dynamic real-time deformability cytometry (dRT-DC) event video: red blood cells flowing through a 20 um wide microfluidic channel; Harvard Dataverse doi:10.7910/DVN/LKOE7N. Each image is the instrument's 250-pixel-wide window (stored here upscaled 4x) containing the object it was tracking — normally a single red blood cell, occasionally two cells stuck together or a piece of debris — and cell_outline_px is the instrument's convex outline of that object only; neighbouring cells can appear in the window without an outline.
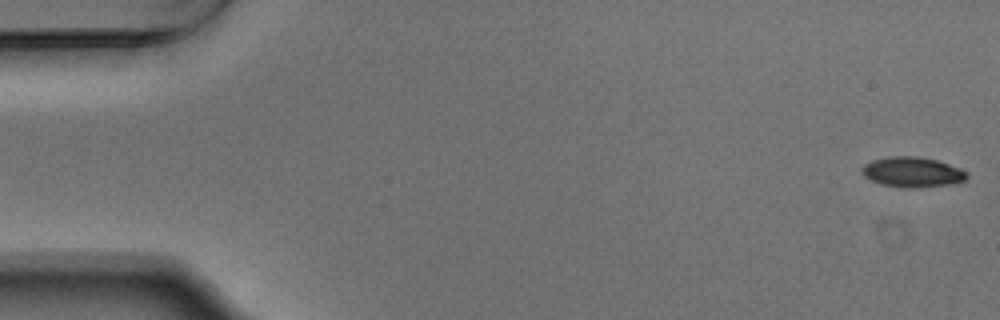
{"species": "Egyptian fruit bat (a non-hibernating species)", "species_latin": "Rousettus aegyptiacus", "temperature_condition": "warm", "stored_images_in_passage": 54, "camera_frame_rate_fps": 3000, "um_per_image_px": 0.085, "animal": {"sex": "male"}, "frame": {"image": 1, "passage_image": 1, "time_ms": 0.0, "image_size_px": [1000, 320], "cell_outline_px": [[968, 176], [964, 180], [952, 184], [920, 188], [904, 188], [880, 184], [864, 176], [864, 164], [872, 160], [888, 156], [916, 156], [936, 160], [948, 164], [964, 172]], "centroid_in_image_um": [77.53, 14.64], "position_along_channel_um": 7.5, "area_um2": 18.21}}
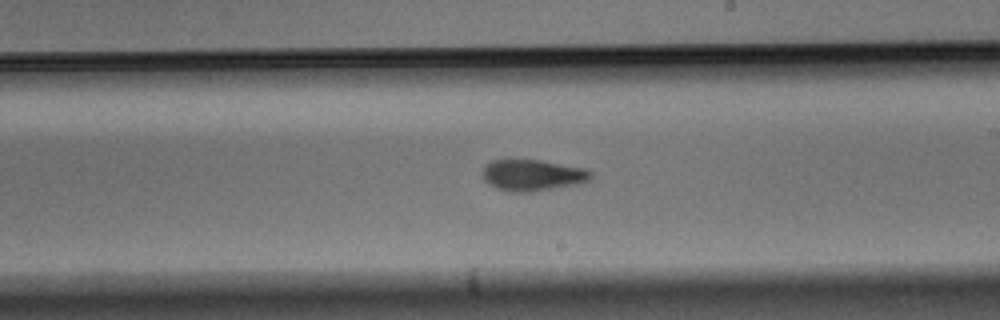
{"frame": {"image": 2, "passage_image": 31, "time_ms": 10.0, "image_size_px": [1000, 320], "cell_outline_px": [[592, 176], [588, 180], [580, 184], [532, 192], [512, 192], [496, 188], [488, 184], [484, 180], [484, 164], [492, 160], [540, 160], [584, 168], [592, 172]], "centroid_in_image_um": [45.27, 14.9], "position_along_channel_um": 243.7, "area_um2": 19.77}}
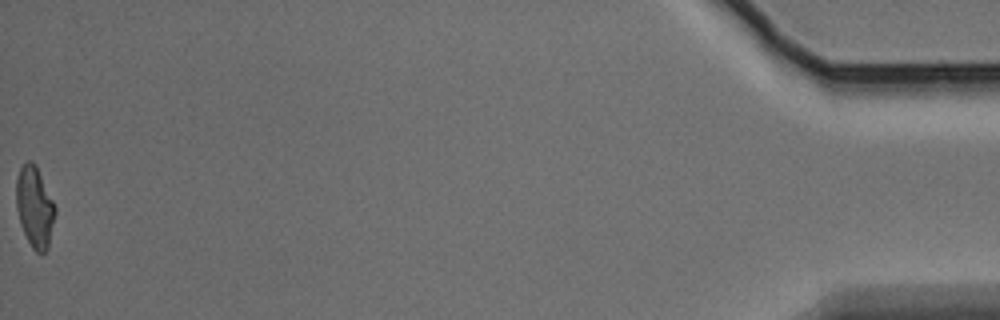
{"frame": {"image": 3, "passage_image": 54, "time_ms": 17.667, "image_size_px": [1000, 320], "cell_outline_px": [[56, 212], [48, 248], [44, 252], [36, 252], [32, 248], [20, 224], [16, 208], [16, 180], [20, 168], [28, 160], [32, 160], [36, 164], [56, 208]], "centroid_in_image_um": [2.94, 17.58], "position_along_channel_um": 432.3, "area_um2": 18.32}, "authors_computed_cell_mechanics": {"area_um2": 19.074, "velocity_mm_per_s": 3.7601, "shape_relaxation_time_tau1_ms": 3.7402, "shape_relaxation_time_tau2_ms": 3.3068, "deformation_change_tau1": 0.1503, "deformation_change_tau2": 0.1053}}